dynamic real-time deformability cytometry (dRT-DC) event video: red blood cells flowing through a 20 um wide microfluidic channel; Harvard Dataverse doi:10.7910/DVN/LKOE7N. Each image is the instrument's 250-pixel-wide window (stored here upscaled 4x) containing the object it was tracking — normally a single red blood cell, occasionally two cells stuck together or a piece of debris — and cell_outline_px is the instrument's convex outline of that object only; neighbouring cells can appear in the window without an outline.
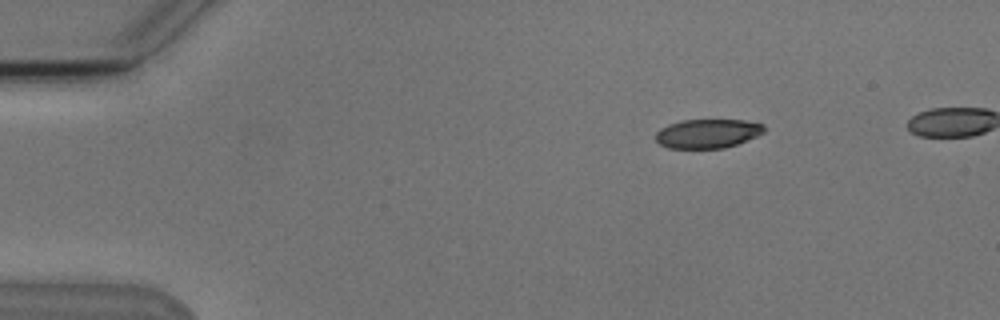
{"species": "Egyptian fruit bat (a non-hibernating species)", "species_latin": "Rousettus aegyptiacus", "temperature_condition": "cold", "stored_images_in_passage": 4, "camera_frame_rate_fps": 3000, "um_per_image_px": 0.085, "animal": {"sex": "male"}, "frame": {"image": 1, "passage_image": 1, "time_ms": 0.0, "image_size_px": [1000, 320], "cell_outline_px": [[764, 132], [756, 136], [736, 144], [724, 148], [668, 148], [660, 144], [656, 140], [656, 132], [660, 128], [668, 124], [680, 120], [744, 120], [764, 124]], "centroid_in_image_um": [60.12, 11.34], "position_along_channel_um": 24.9, "area_um2": 18.32}}